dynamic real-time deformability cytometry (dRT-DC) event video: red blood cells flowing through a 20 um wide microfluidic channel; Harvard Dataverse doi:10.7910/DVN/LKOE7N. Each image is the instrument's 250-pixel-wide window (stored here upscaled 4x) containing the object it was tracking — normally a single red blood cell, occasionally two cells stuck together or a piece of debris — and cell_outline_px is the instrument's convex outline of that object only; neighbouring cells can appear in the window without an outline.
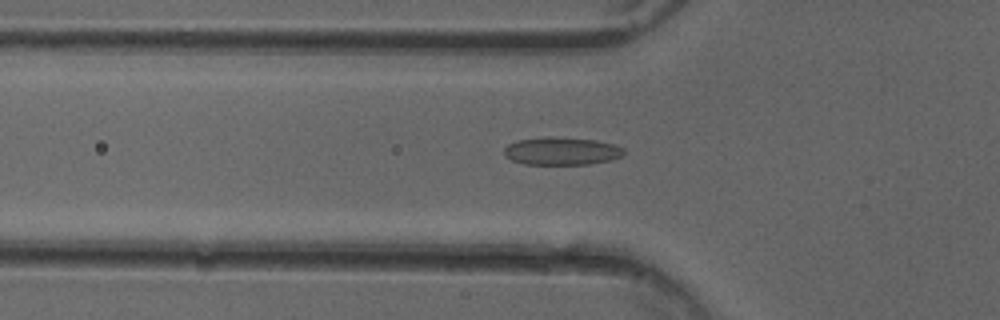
{"species": "common noctule bat (a hibernating species)", "species_latin": "Nyctalus noctula", "temperature_condition": "cold", "stored_images_in_passage": 49, "camera_frame_rate_fps": 3000, "um_per_image_px": 0.085, "animal": {"sex": "female"}, "frame": {"image": 1, "passage_image": 15, "time_ms": 4.667, "image_size_px": [1000, 320], "cell_outline_px": [[624, 152], [620, 156], [612, 160], [588, 164], [524, 164], [512, 160], [504, 156], [504, 148], [508, 144], [516, 140], [548, 136], [552, 136], [596, 140], [612, 144], [624, 148]], "centroid_in_image_um": [47.7, 12.83], "position_along_channel_um": 78.1, "area_um2": 19.48}}
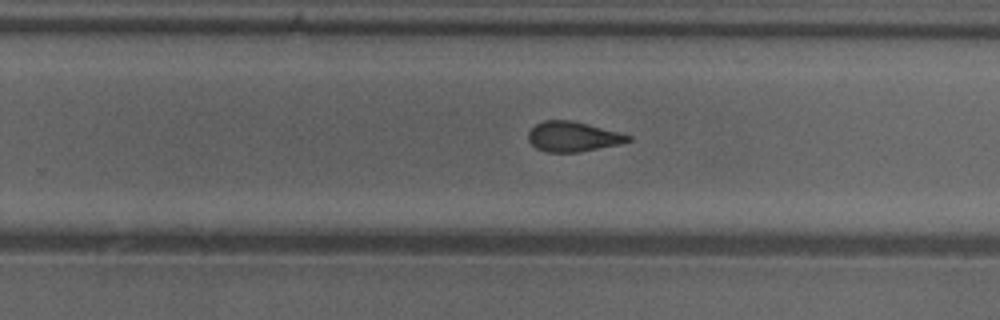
{"frame": {"image": 2, "passage_image": 30, "time_ms": 9.667, "image_size_px": [1000, 320], "cell_outline_px": [[632, 140], [620, 144], [580, 152], [544, 152], [536, 148], [528, 140], [528, 132], [536, 124], [544, 120], [572, 120], [620, 132], [632, 136]], "centroid_in_image_um": [48.71, 11.61], "position_along_channel_um": 281.1, "area_um2": 17.57}}
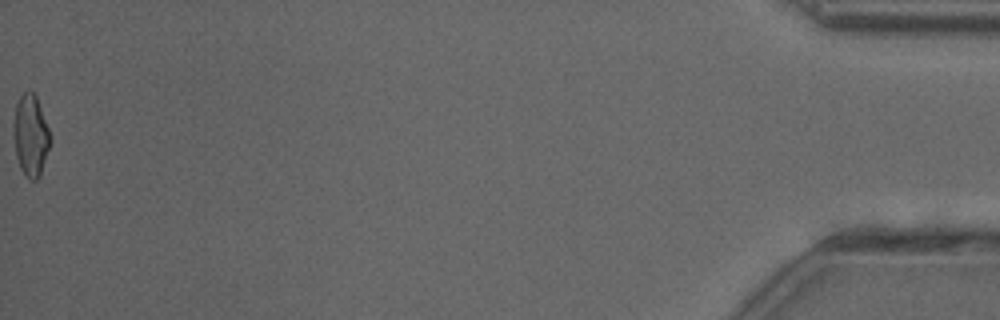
{"frame": {"image": 3, "passage_image": 49, "time_ms": 16.0, "image_size_px": [1000, 320], "cell_outline_px": [[52, 140], [40, 176], [36, 180], [28, 180], [20, 168], [16, 156], [12, 128], [12, 124], [16, 104], [20, 96], [28, 88], [36, 96], [52, 136]], "centroid_in_image_um": [2.61, 11.52], "position_along_channel_um": 432.6, "area_um2": 17.86}, "authors_computed_cell_mechanics": {"area_um2": 18.3226, "velocity_mm_per_s": 4.0543, "shape_relaxation_time_tau1_ms": null, "shape_relaxation_time_tau2_ms": 1.9649, "deformation_change_tau1": null, "deformation_change_tau2": 0.0917}}